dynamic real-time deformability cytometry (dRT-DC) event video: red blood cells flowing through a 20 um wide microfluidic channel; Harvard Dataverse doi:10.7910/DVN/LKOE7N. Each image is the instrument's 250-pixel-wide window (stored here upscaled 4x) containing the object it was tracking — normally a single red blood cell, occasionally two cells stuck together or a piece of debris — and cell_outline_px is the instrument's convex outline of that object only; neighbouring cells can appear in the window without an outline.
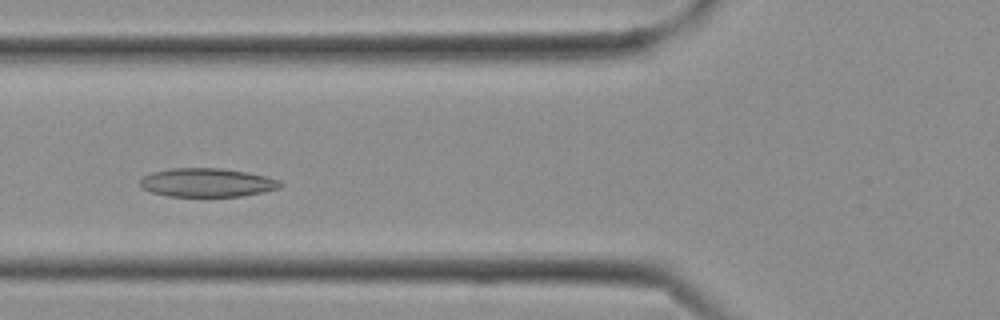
{"species": "Egyptian fruit bat (a non-hibernating species)", "species_latin": "Rousettus aegyptiacus", "temperature_condition": "cold", "stored_images_in_passage": 7, "camera_frame_rate_fps": 3000, "um_per_image_px": 0.085, "frame": {"image": 1, "passage_image": 4, "time_ms": 1.0, "image_size_px": [1000, 320], "cell_outline_px": [[284, 184], [280, 188], [264, 192], [244, 196], [168, 196], [152, 192], [144, 188], [140, 184], [140, 180], [144, 176], [152, 172], [172, 168], [220, 168], [248, 172], [280, 180]], "centroid_in_image_um": [17.65, 15.52], "position_along_channel_um": 108.2, "area_um2": 23.41}}
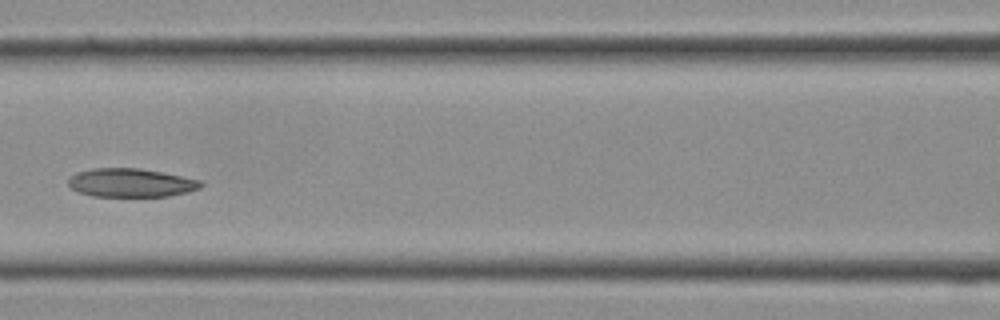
{"frame": {"image": 2, "passage_image": 6, "time_ms": 1.667, "image_size_px": [1000, 320], "cell_outline_px": [[204, 184], [200, 188], [188, 192], [168, 196], [92, 196], [80, 192], [72, 188], [68, 184], [68, 180], [76, 172], [92, 168], [140, 168], [200, 180]], "centroid_in_image_um": [11.12, 15.53], "position_along_channel_um": 155.5, "area_um2": 21.91}}